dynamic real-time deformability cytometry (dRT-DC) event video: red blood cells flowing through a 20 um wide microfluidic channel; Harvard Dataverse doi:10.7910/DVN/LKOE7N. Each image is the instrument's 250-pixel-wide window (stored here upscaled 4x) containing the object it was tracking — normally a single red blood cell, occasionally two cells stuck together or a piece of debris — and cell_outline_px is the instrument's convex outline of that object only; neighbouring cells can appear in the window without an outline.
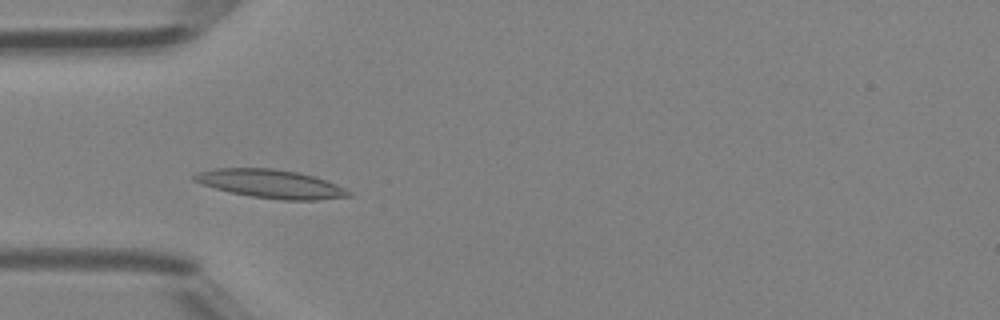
{"species": "Egyptian fruit bat (a non-hibernating species)", "species_latin": "Rousettus aegyptiacus", "temperature_condition": "room temperature", "stored_images_in_passage": 37, "camera_frame_rate_fps": 3000, "um_per_image_px": 0.085, "animal": {"sex": "female"}, "frame": {"image": 1, "passage_image": 12, "time_ms": 3.667, "image_size_px": [1000, 320], "cell_outline_px": [[352, 196], [316, 200], [284, 200], [252, 196], [232, 192], [200, 184], [192, 180], [192, 176], [196, 172], [216, 168], [272, 168], [296, 172], [312, 176], [336, 184], [352, 192]], "centroid_in_image_um": [22.99, 15.62], "position_along_channel_um": 62.0, "area_um2": 25.43}}
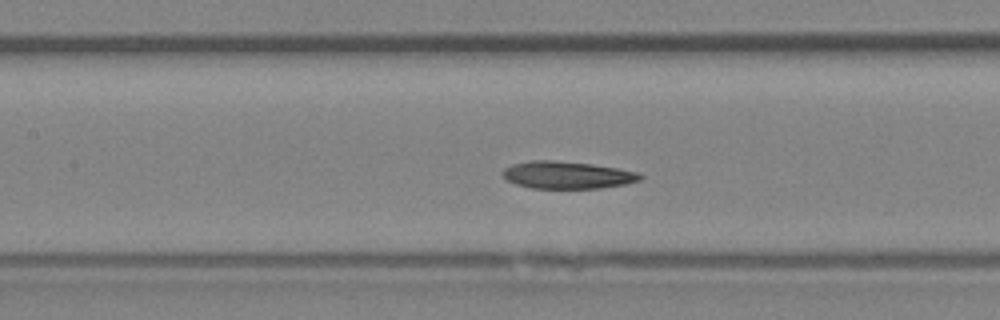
{"frame": {"image": 2, "passage_image": 19, "time_ms": 6.0, "image_size_px": [1000, 320], "cell_outline_px": [[644, 176], [640, 180], [624, 184], [600, 188], [532, 188], [516, 184], [504, 180], [500, 172], [504, 168], [512, 164], [532, 160], [556, 160], [592, 164], [640, 172]], "centroid_in_image_um": [48.17, 14.87], "position_along_channel_um": 159.2, "area_um2": 22.08}}
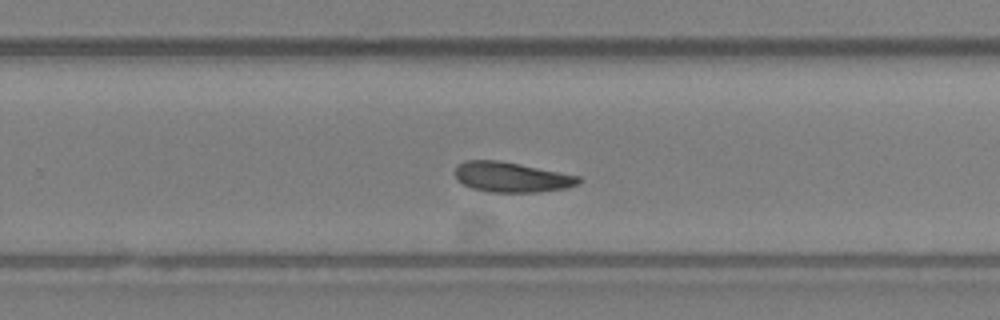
{"frame": {"image": 3, "passage_image": 28, "time_ms": 9.0, "image_size_px": [1000, 320], "cell_outline_px": [[580, 180], [576, 184], [568, 188], [536, 192], [488, 192], [472, 188], [456, 180], [456, 164], [464, 160], [496, 160], [520, 164], [580, 176]], "centroid_in_image_um": [43.44, 15.05], "position_along_channel_um": 286.4, "area_um2": 21.62}, "authors_computed_cell_mechanics": {"area_um2": 22.3686, "velocity_mm_per_s": 4.2578, "shape_relaxation_time_tau1_ms": 10.6561, "shape_relaxation_time_tau2_ms": null, "deformation_change_tau1": 0.1854, "deformation_change_tau2": null}}